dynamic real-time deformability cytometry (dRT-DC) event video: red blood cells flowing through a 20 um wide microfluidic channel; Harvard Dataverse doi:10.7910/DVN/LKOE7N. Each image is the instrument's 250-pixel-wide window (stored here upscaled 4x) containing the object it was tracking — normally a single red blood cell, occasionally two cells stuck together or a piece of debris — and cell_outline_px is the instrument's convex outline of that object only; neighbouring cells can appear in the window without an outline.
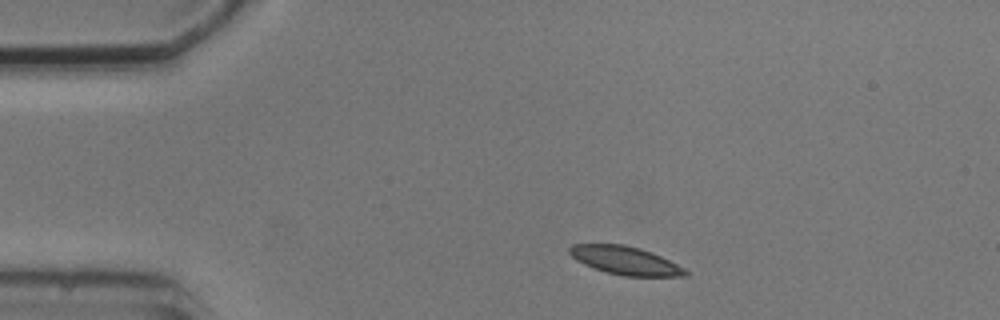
{"species": "common noctule bat (a hibernating species)", "species_latin": "Nyctalus noctula", "temperature_condition": "cold", "stored_images_in_passage": 5, "camera_frame_rate_fps": 3000, "um_per_image_px": 0.085, "animal": {"sex": "male", "body_mass_g": 20.5, "forearm_length_mm": 52.5}, "frame": {"image": 1, "passage_image": 1, "time_ms": 0.0, "image_size_px": [1000, 320], "cell_outline_px": [[688, 276], [624, 276], [608, 272], [584, 264], [576, 260], [568, 252], [568, 248], [572, 244], [624, 244], [640, 248], [652, 252], [684, 268], [688, 272]], "centroid_in_image_um": [53.13, 22.13], "position_along_channel_um": 31.9, "area_um2": 18.9}}
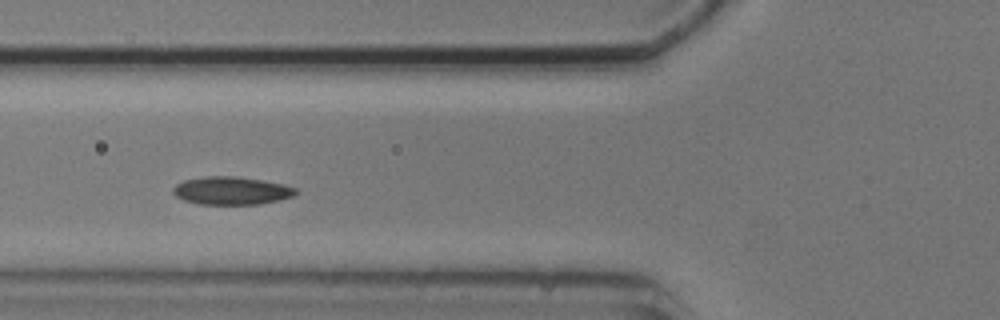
{"frame": {"image": 2, "passage_image": 4, "time_ms": 3.333, "image_size_px": [1000, 320], "cell_outline_px": [[300, 192], [296, 196], [280, 200], [260, 204], [200, 204], [184, 200], [176, 196], [172, 192], [172, 188], [176, 184], [184, 180], [204, 176], [236, 176], [264, 180], [284, 184], [296, 188]], "centroid_in_image_um": [19.72, 16.2], "position_along_channel_um": 106.1, "area_um2": 20.29}}
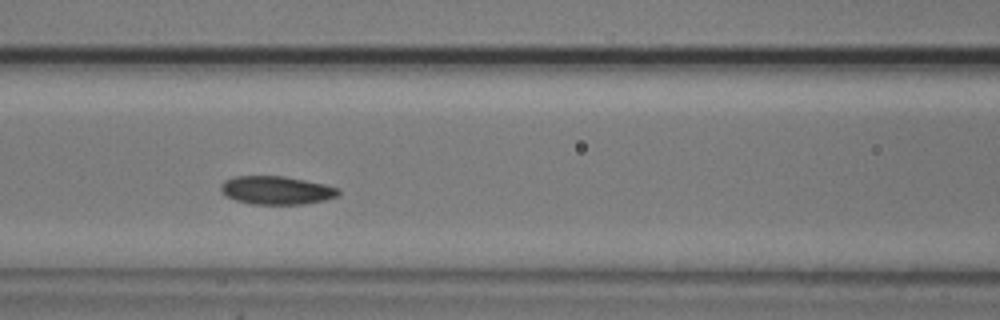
{"frame": {"image": 3, "passage_image": 5, "time_ms": 4.333, "image_size_px": [1000, 320], "cell_outline_px": [[340, 192], [336, 196], [324, 200], [304, 204], [252, 204], [236, 200], [224, 196], [220, 188], [224, 180], [236, 176], [284, 176], [324, 184], [340, 188]], "centroid_in_image_um": [23.48, 16.17], "position_along_channel_um": 143.1, "area_um2": 19.36}}